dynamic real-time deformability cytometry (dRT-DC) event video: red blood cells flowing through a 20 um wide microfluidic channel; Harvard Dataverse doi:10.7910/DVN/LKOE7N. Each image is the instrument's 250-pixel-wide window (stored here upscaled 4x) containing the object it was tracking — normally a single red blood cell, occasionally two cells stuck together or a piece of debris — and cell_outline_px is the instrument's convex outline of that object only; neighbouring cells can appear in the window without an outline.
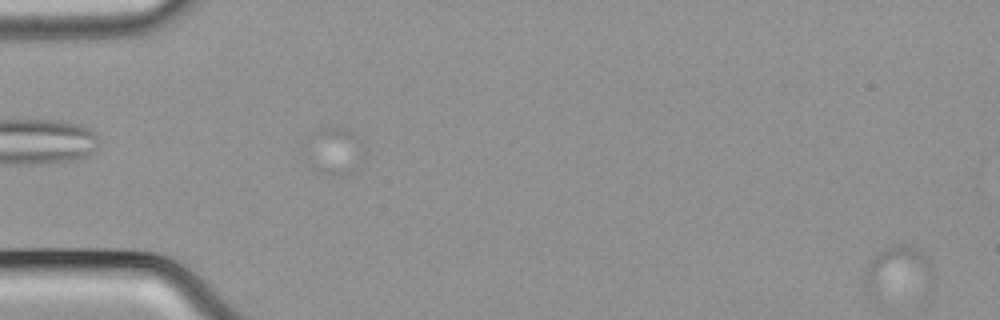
{"species": "common noctule bat (a hibernating species)", "species_latin": "Nyctalus noctula", "temperature_condition": "cold", "stored_images_in_passage": 3, "camera_frame_rate_fps": 3000, "um_per_image_px": 0.085, "animal": {"sex": "male", "body_mass_g": 21.5, "forearm_length_mm": 52.0}, "frame": {"image": 1, "passage_image": 2, "time_ms": 0.333, "image_size_px": [1000, 320], "cell_outline_px": [[932, 276], [872, 296], [864, 292], [860, 268], [880, 252], [896, 244], [908, 244], [920, 248], [928, 260], [932, 272]], "centroid_in_image_um": [76.05, 22.86], "position_along_channel_um": 8.9, "area_um2": 17.98}}